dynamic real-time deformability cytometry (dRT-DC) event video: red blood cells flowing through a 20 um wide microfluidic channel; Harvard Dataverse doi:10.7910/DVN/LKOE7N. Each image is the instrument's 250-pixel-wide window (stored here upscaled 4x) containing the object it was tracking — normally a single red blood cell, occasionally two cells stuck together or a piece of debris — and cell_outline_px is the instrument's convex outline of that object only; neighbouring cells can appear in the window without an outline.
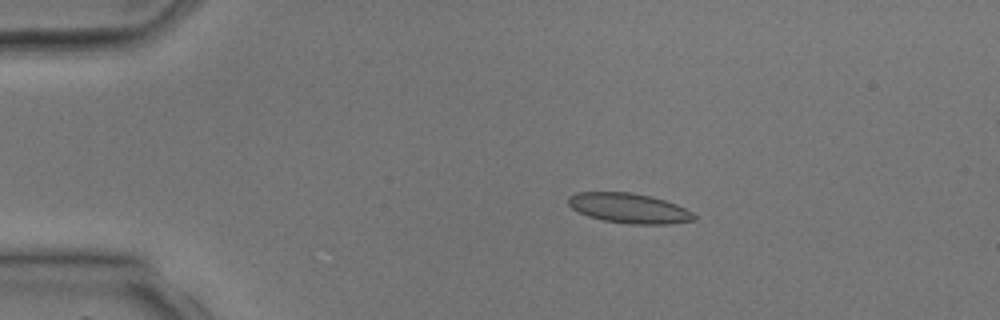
{"species": "common noctule bat (a hibernating species)", "species_latin": "Nyctalus noctula", "temperature_condition": "room temperature", "stored_images_in_passage": 4, "camera_frame_rate_fps": 3000, "um_per_image_px": 0.085, "animal": {"sex": "male", "body_mass_g": 17.9, "forearm_length_mm": 54.2}, "frame": {"image": 1, "passage_image": 2, "time_ms": 2.0, "image_size_px": [1000, 320], "cell_outline_px": [[696, 220], [672, 224], [628, 224], [604, 220], [588, 216], [572, 208], [568, 204], [568, 196], [576, 192], [632, 192], [652, 196], [676, 204], [692, 212], [696, 216]], "centroid_in_image_um": [53.48, 17.69], "position_along_channel_um": 31.5, "area_um2": 22.02}}